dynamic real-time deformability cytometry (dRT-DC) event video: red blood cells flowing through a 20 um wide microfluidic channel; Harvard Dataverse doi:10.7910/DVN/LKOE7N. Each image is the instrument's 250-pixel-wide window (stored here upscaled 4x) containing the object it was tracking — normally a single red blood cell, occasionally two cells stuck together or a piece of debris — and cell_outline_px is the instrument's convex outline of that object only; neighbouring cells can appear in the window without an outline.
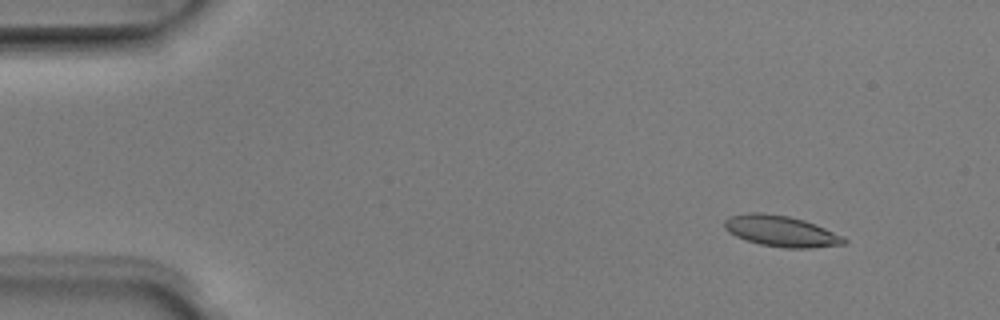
{"species": "Egyptian fruit bat (a non-hibernating species)", "species_latin": "Rousettus aegyptiacus", "temperature_condition": "room temperature", "stored_images_in_passage": 4, "camera_frame_rate_fps": 3000, "um_per_image_px": 0.085, "animal": {"sex": "male"}, "frame": {"image": 1, "passage_image": 2, "time_ms": 0.333, "image_size_px": [1000, 320], "cell_outline_px": [[848, 240], [844, 244], [812, 248], [784, 248], [760, 244], [736, 236], [728, 232], [724, 228], [724, 220], [728, 216], [748, 212], [764, 212], [788, 216], [804, 220], [844, 236]], "centroid_in_image_um": [66.37, 19.64], "position_along_channel_um": 18.6, "area_um2": 21.68}}